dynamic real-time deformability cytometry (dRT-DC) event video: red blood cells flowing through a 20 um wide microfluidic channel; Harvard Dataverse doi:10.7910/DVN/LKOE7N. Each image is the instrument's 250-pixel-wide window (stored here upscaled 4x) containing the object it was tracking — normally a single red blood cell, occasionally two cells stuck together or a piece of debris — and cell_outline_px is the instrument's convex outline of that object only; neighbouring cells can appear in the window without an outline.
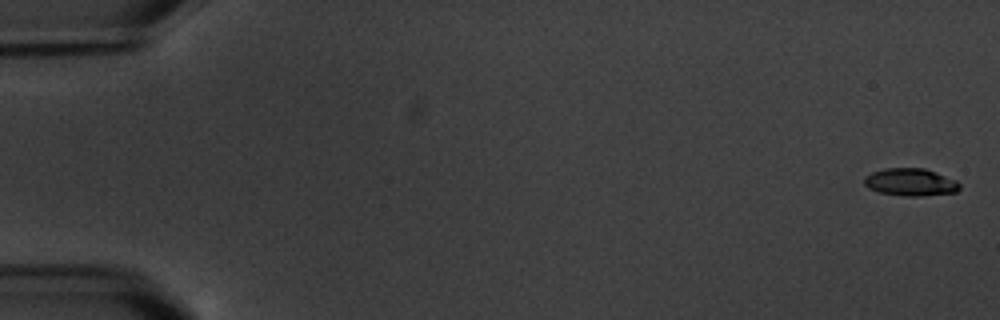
{"species": "common noctule bat (a hibernating species)", "species_latin": "Nyctalus noctula", "temperature_condition": "warm", "stored_images_in_passage": 6, "camera_frame_rate_fps": 3000, "um_per_image_px": 0.085, "animal": {"sex": "male", "body_mass_g": 20.1, "forearm_length_mm": 53.5}, "frame": {"image": 1, "passage_image": 1, "time_ms": 0.0, "image_size_px": [1000, 320], "cell_outline_px": [[960, 188], [956, 192], [924, 196], [904, 196], [880, 192], [868, 188], [864, 184], [864, 176], [872, 172], [884, 168], [924, 168], [956, 180], [960, 184]], "centroid_in_image_um": [77.38, 15.48], "position_along_channel_um": 7.6, "area_um2": 15.32}}
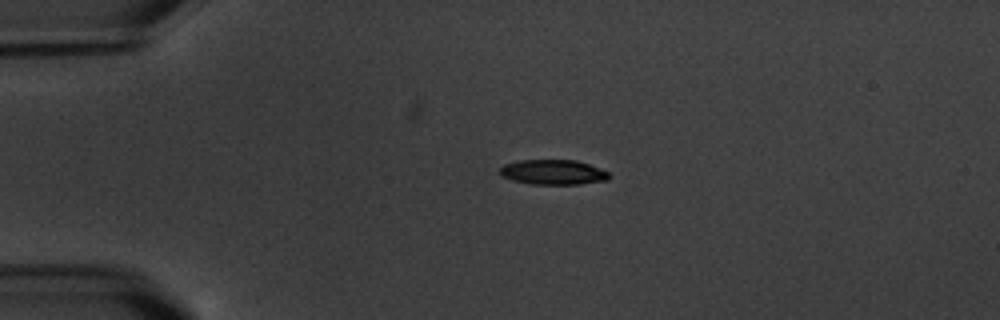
{"frame": {"image": 2, "passage_image": 5, "time_ms": 4.333, "image_size_px": [1000, 320], "cell_outline_px": [[608, 180], [580, 184], [532, 184], [512, 180], [500, 176], [500, 168], [504, 164], [516, 160], [576, 160], [588, 164], [608, 172]], "centroid_in_image_um": [46.96, 14.63], "position_along_channel_um": 38.0, "area_um2": 15.84}}